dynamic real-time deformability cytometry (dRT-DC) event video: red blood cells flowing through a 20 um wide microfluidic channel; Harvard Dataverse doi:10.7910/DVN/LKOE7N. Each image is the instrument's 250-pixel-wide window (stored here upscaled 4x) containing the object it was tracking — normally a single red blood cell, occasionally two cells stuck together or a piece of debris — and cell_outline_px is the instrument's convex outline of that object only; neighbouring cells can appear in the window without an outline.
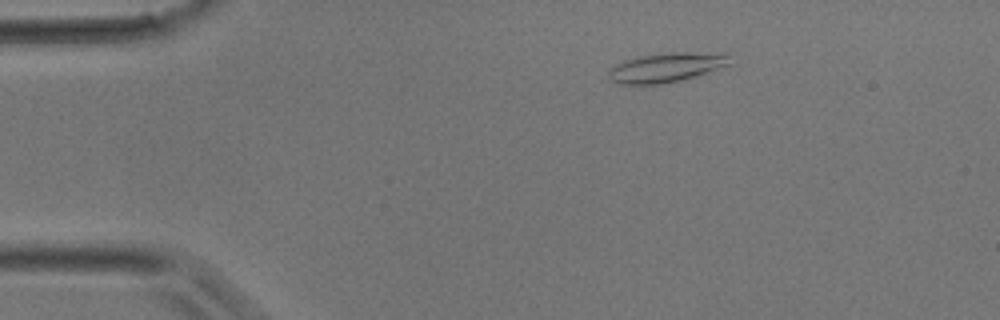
{"species": "common noctule bat (a hibernating species)", "species_latin": "Nyctalus noctula", "temperature_condition": "room temperature", "stored_images_in_passage": 36, "camera_frame_rate_fps": 3000, "um_per_image_px": 0.085, "animal": {"sex": "male", "body_mass_g": 17.9}, "frame": {"image": 1, "passage_image": 2, "time_ms": 0.333, "image_size_px": [1000, 320], "cell_outline_px": [[736, 64], [680, 80], [660, 84], [620, 84], [608, 80], [608, 68], [624, 60], [640, 56], [664, 52], [728, 52]], "centroid_in_image_um": [56.72, 5.7], "position_along_channel_um": 28.3, "area_um2": 21.5}}
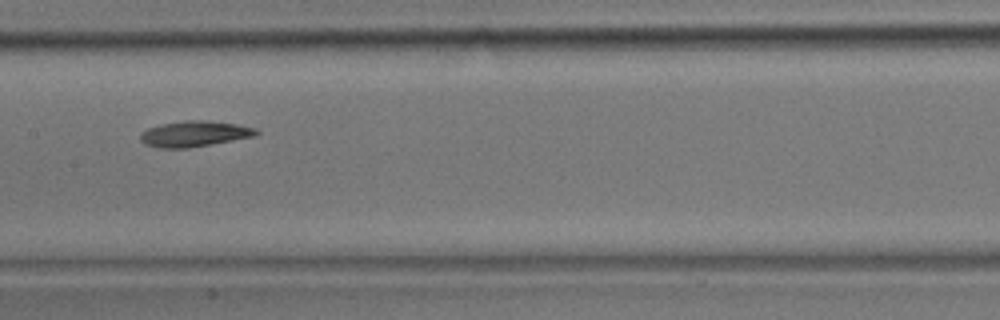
{"frame": {"image": 2, "passage_image": 15, "time_ms": 4.667, "image_size_px": [1000, 320], "cell_outline_px": [[260, 132], [256, 136], [188, 148], [160, 148], [144, 144], [140, 140], [140, 132], [148, 128], [160, 124], [184, 120], [200, 120], [236, 124], [256, 128]], "centroid_in_image_um": [16.5, 11.37], "position_along_channel_um": 190.9, "area_um2": 17.4}}
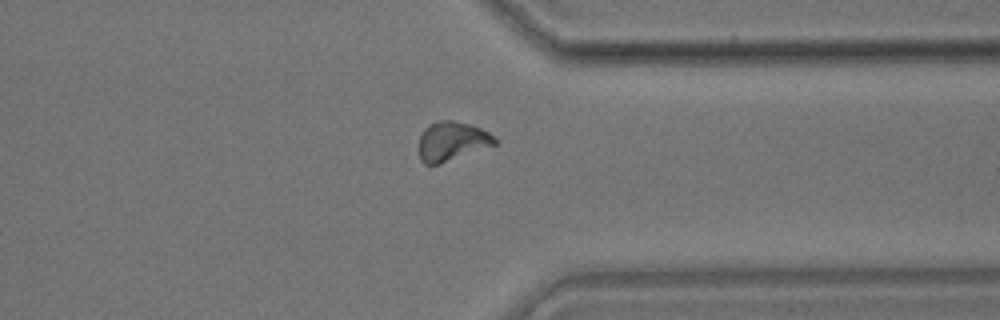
{"frame": {"image": 3, "passage_image": 26, "time_ms": 8.333, "image_size_px": [1000, 320], "cell_outline_px": [[500, 140], [496, 144], [440, 164], [424, 164], [420, 160], [420, 136], [424, 128], [428, 124], [440, 120], [452, 120], [472, 124], [488, 132]], "centroid_in_image_um": [38.43, 11.99], "position_along_channel_um": 373.0, "area_um2": 17.4}}